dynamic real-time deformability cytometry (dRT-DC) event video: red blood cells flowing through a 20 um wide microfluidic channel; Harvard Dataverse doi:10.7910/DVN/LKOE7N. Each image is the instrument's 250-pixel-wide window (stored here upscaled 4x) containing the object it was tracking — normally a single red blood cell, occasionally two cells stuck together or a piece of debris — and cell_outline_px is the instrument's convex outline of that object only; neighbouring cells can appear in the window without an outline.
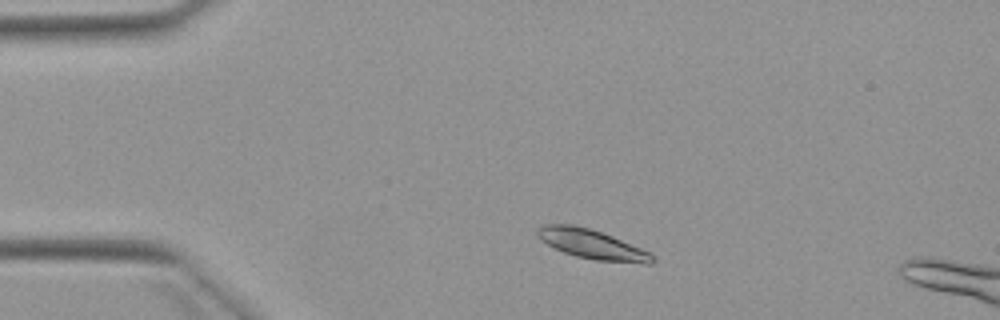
{"species": "Egyptian fruit bat (a non-hibernating species)", "species_latin": "Rousettus aegyptiacus", "temperature_condition": "warm", "stored_images_in_passage": 3, "camera_frame_rate_fps": 3000, "um_per_image_px": 0.085, "animal": {"sex": "female"}, "frame": {"image": 1, "passage_image": 2, "time_ms": 1.333, "image_size_px": [1000, 320], "cell_outline_px": [[656, 260], [652, 264], [644, 264], [596, 260], [576, 256], [564, 252], [540, 240], [536, 236], [536, 228], [540, 224], [572, 224], [588, 228], [612, 236], [640, 248], [648, 252]], "centroid_in_image_um": [50.27, 20.76], "position_along_channel_um": 34.7, "area_um2": 19.65}}